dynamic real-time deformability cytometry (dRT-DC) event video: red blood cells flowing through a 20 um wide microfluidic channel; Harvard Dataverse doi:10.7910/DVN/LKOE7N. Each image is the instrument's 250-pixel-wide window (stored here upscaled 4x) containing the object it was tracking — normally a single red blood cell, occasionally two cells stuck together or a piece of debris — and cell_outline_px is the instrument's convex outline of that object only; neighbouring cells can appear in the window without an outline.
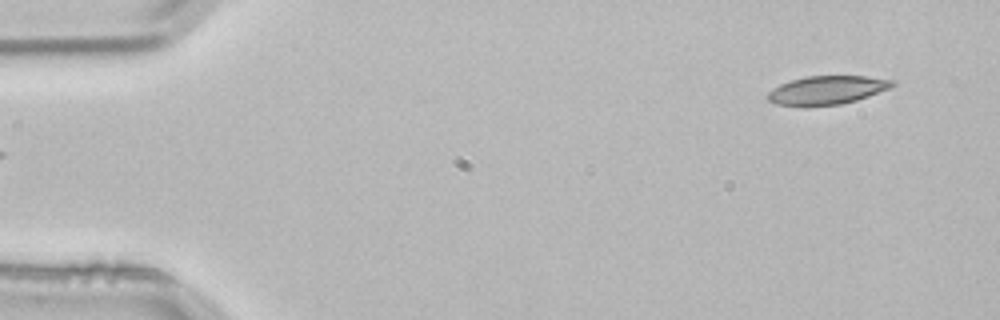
{"species": "common noctule bat (a hibernating species)", "species_latin": "Nyctalus noctula", "temperature_condition": "room temperature", "stored_images_in_passage": 6, "segment_of_instrument_passage": [2, 2], "camera_frame_rate_fps": 3000, "um_per_image_px": 0.085, "animal": {"sex": "male", "body_mass_g": 21.5, "forearm_length_mm": 52.0}, "frame": {"image": 1, "passage_image": 6, "time_ms": 1.667, "image_size_px": [1000, 320], "cell_outline_px": [[896, 84], [888, 88], [868, 96], [856, 100], [840, 104], [776, 104], [768, 100], [768, 92], [772, 88], [780, 84], [792, 80], [808, 76], [864, 76], [896, 80]], "centroid_in_image_um": [70.33, 7.62], "position_along_channel_um": 14.7, "area_um2": 20.06}}